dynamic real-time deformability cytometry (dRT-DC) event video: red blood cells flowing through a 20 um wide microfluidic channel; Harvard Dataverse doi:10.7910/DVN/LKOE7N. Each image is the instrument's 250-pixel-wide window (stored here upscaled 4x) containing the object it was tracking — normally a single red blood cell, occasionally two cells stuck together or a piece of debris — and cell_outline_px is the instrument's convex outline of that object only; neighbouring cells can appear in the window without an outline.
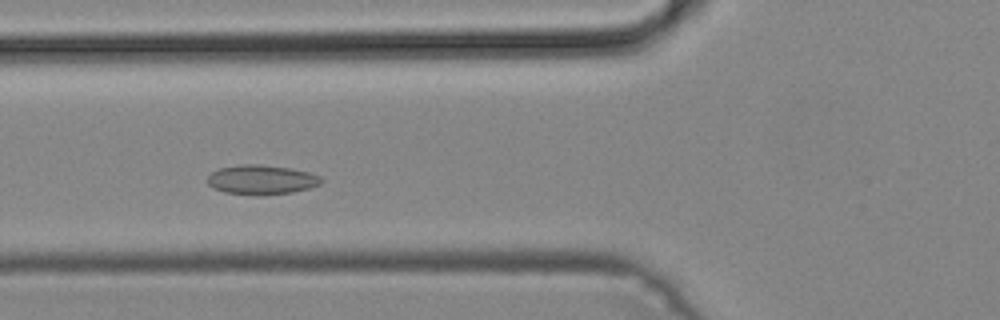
{"species": "common noctule bat (a hibernating species)", "species_latin": "Nyctalus noctula", "temperature_condition": "cold", "stored_images_in_passage": 37, "camera_frame_rate_fps": 3000, "um_per_image_px": 0.085, "animal": {"sex": "male", "body_mass_g": 19.2, "forearm_length_mm": 51.8}, "frame": {"image": 1, "passage_image": 6, "time_ms": 1.667, "image_size_px": [1000, 320], "cell_outline_px": [[324, 180], [320, 184], [308, 188], [292, 192], [260, 196], [256, 196], [224, 192], [212, 188], [208, 184], [208, 176], [212, 172], [220, 168], [240, 164], [260, 164], [292, 168], [308, 172], [320, 176]], "centroid_in_image_um": [22.22, 15.28], "position_along_channel_um": 103.6, "area_um2": 19.77}}
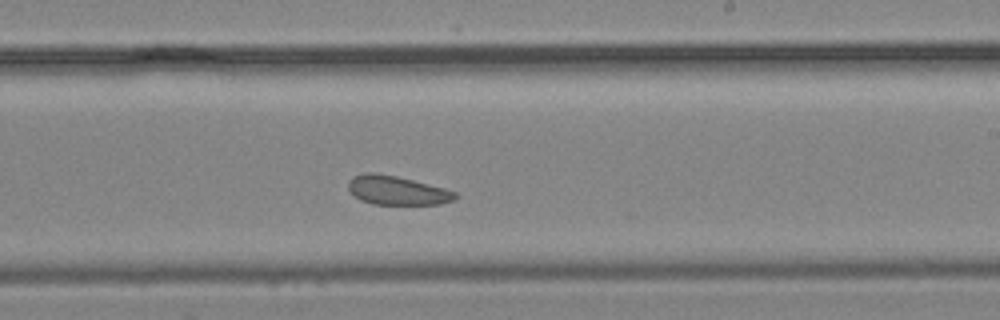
{"frame": {"image": 2, "passage_image": 17, "time_ms": 5.333, "image_size_px": [1000, 320], "cell_outline_px": [[460, 196], [456, 200], [440, 204], [372, 204], [360, 200], [348, 188], [348, 180], [352, 176], [368, 172], [372, 172], [396, 176], [444, 188], [456, 192]], "centroid_in_image_um": [33.77, 16.19], "position_along_channel_um": 255.2, "area_um2": 18.03}}
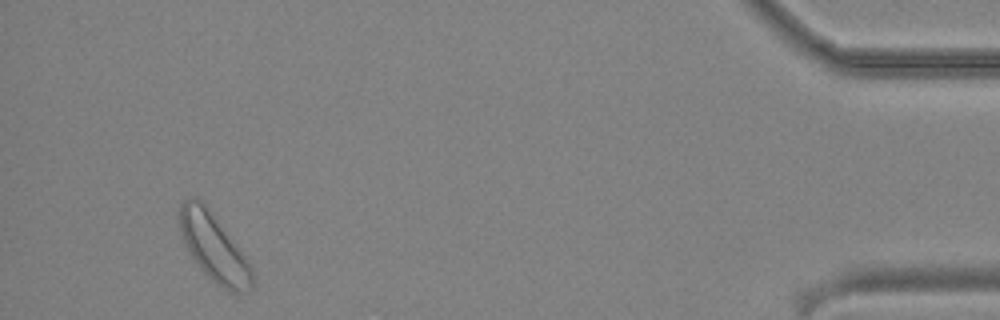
{"frame": {"image": 3, "passage_image": 34, "time_ms": 11.0, "image_size_px": [1000, 320], "cell_outline_px": [[252, 288], [248, 292], [232, 292], [216, 284], [204, 272], [188, 252], [180, 232], [176, 220], [180, 204], [184, 200], [192, 196], [196, 196], [208, 208], [240, 248], [252, 268]], "centroid_in_image_um": [18.13, 21.0], "position_along_channel_um": 417.1, "area_um2": 28.67}}